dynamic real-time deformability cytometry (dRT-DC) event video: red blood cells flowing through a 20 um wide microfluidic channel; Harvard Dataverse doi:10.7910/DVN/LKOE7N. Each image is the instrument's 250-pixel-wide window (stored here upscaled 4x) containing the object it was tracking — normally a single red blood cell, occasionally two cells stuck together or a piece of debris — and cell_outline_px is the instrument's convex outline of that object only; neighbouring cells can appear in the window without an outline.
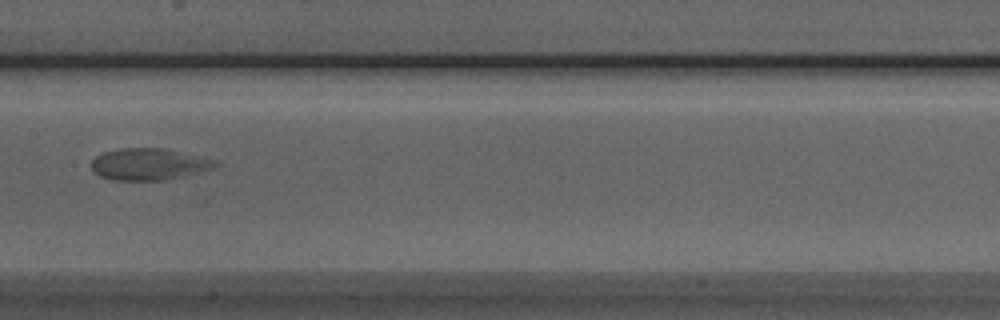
{"species": "Egyptian fruit bat (a non-hibernating species)", "species_latin": "Rousettus aegyptiacus", "temperature_condition": "room temperature", "stored_images_in_passage": 6, "camera_frame_rate_fps": 3000, "um_per_image_px": 0.085, "animal": {"sex": "male"}, "frame": {"image": 1, "passage_image": 5, "time_ms": 5.333, "image_size_px": [1000, 320], "cell_outline_px": [[220, 164], [212, 168], [200, 172], [184, 176], [164, 180], [112, 180], [100, 176], [92, 172], [92, 160], [96, 156], [104, 152], [124, 148], [164, 148], [216, 160]], "centroid_in_image_um": [12.65, 13.96], "position_along_channel_um": 194.8, "area_um2": 22.83}}
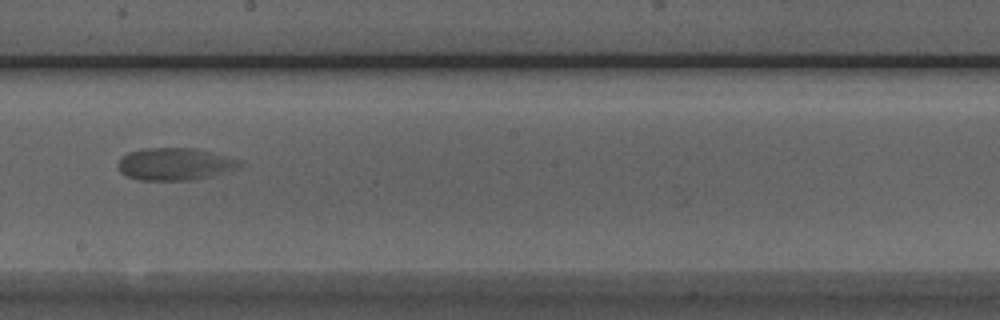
{"frame": {"image": 2, "passage_image": 6, "time_ms": 6.333, "image_size_px": [1000, 320], "cell_outline_px": [[248, 164], [240, 168], [192, 180], [140, 180], [128, 176], [120, 172], [116, 164], [128, 152], [144, 148], [196, 148], [212, 152]], "centroid_in_image_um": [14.87, 13.94], "position_along_channel_um": 233.3, "area_um2": 22.83}}